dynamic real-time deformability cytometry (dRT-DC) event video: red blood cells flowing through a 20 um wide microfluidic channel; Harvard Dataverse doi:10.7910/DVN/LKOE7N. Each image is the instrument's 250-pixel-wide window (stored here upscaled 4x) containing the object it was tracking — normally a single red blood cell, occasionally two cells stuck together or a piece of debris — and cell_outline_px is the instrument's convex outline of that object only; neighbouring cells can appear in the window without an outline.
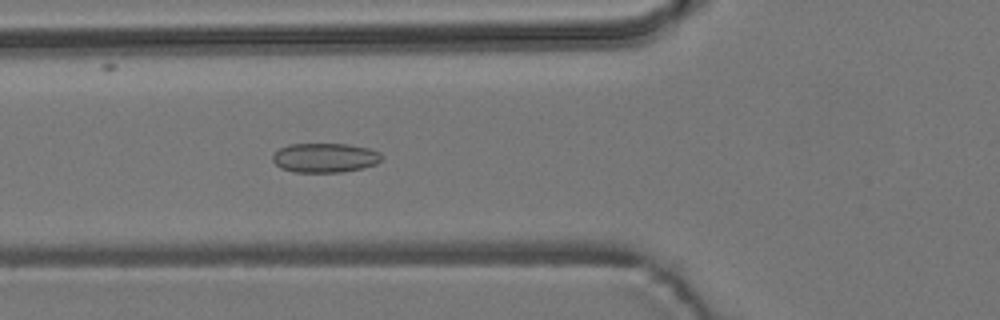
{"species": "common noctule bat (a hibernating species)", "species_latin": "Nyctalus noctula", "temperature_condition": "room temperature", "stored_images_in_passage": 56, "camera_frame_rate_fps": 3000, "um_per_image_px": 0.085, "animal": {"sex": "male", "body_mass_g": 19.2, "forearm_length_mm": 51.8}, "frame": {"image": 1, "passage_image": 20, "time_ms": 6.333, "image_size_px": [1000, 320], "cell_outline_px": [[380, 160], [376, 164], [364, 168], [340, 172], [292, 172], [280, 168], [272, 160], [272, 156], [280, 148], [288, 144], [348, 144], [368, 148], [380, 152]], "centroid_in_image_um": [27.6, 13.41], "position_along_channel_um": 98.2, "area_um2": 18.67}}
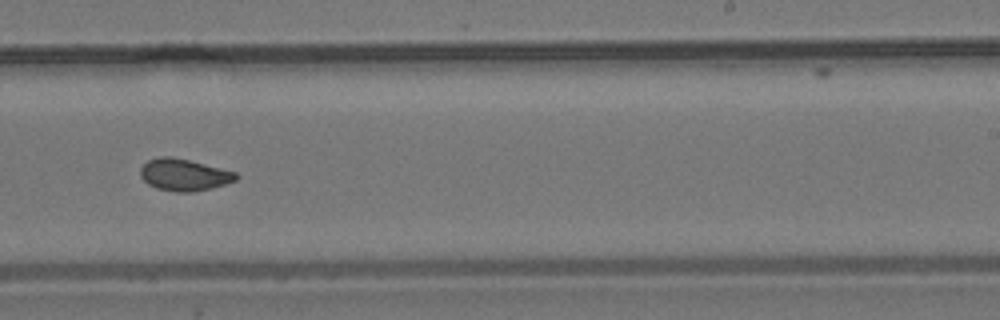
{"frame": {"image": 2, "passage_image": 34, "time_ms": 11.0, "image_size_px": [1000, 320], "cell_outline_px": [[240, 176], [236, 180], [212, 188], [192, 192], [176, 192], [156, 188], [148, 184], [140, 176], [140, 168], [148, 160], [160, 156], [172, 156], [236, 172]], "centroid_in_image_um": [15.63, 14.86], "position_along_channel_um": 273.4, "area_um2": 17.74}}
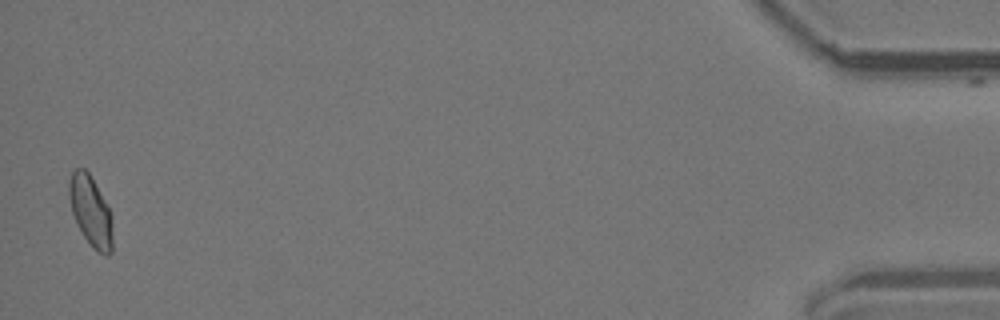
{"frame": {"image": 3, "passage_image": 54, "time_ms": 17.667, "image_size_px": [1000, 320], "cell_outline_px": [[112, 252], [108, 256], [104, 256], [84, 236], [76, 224], [72, 212], [68, 196], [68, 180], [72, 172], [76, 168], [84, 168], [88, 172], [108, 208], [112, 216]], "centroid_in_image_um": [7.69, 17.93], "position_along_channel_um": 427.5, "area_um2": 17.57}, "authors_computed_cell_mechanics": {"area_um2": 17.9469, "velocity_mm_per_s": 3.7548, "shape_relaxation_time_tau1_ms": null, "shape_relaxation_time_tau2_ms": 1.5094, "deformation_change_tau1": null, "deformation_change_tau2": 0.0644}}